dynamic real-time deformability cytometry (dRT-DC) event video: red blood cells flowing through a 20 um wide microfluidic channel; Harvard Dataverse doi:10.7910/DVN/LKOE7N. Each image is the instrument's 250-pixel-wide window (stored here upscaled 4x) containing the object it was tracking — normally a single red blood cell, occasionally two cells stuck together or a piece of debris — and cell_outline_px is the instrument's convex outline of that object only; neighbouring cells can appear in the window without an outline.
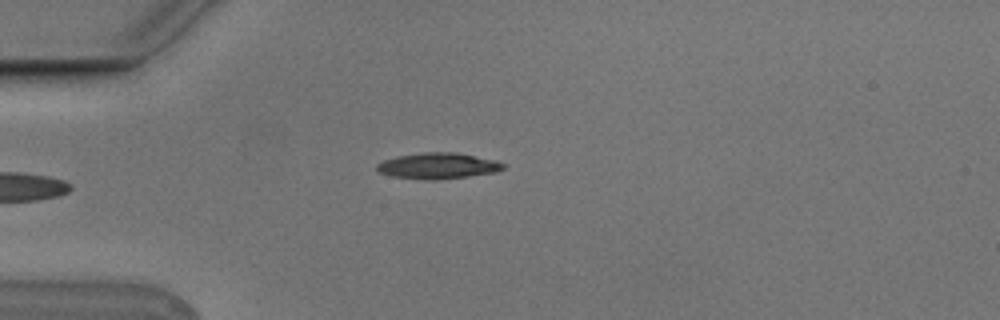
{"species": "Egyptian fruit bat (a non-hibernating species)", "species_latin": "Rousettus aegyptiacus", "temperature_condition": "cold", "stored_images_in_passage": 4, "camera_frame_rate_fps": 3000, "um_per_image_px": 0.085, "animal": {"sex": "male"}, "frame": {"image": 1, "passage_image": 4, "time_ms": 1.0, "image_size_px": [1000, 320], "cell_outline_px": [[504, 168], [496, 172], [468, 176], [432, 180], [392, 176], [380, 172], [376, 168], [376, 164], [384, 160], [396, 156], [420, 152], [456, 152], [492, 160], [504, 164]], "centroid_in_image_um": [37.18, 14.08], "position_along_channel_um": 47.8, "area_um2": 18.84}}